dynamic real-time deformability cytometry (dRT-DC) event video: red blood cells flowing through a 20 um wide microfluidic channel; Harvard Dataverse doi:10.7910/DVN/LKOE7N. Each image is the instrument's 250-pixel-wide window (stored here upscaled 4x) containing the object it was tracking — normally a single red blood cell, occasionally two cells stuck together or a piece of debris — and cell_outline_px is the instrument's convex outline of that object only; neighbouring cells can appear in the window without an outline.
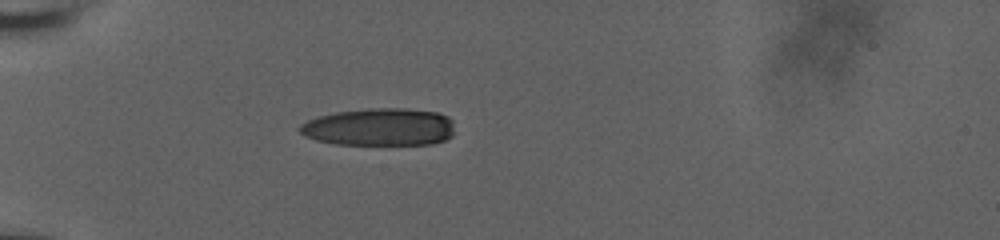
{"species": "human", "species_latin": "Homo sapiens", "temperature_condition": "room temperature", "stored_images_in_passage": 40, "camera_frame_rate_fps": 3000, "um_per_image_px": 0.085, "donor": {"sex": "male"}, "frame": {"image": 1, "passage_image": 1, "time_ms": 0.0, "image_size_px": [1000, 240], "cell_outline_px": [[452, 136], [444, 140], [432, 144], [336, 144], [316, 140], [304, 136], [300, 132], [300, 124], [316, 116], [336, 112], [372, 108], [404, 108], [436, 112], [448, 116], [452, 120]], "centroid_in_image_um": [32.24, 10.79], "position_along_channel_um": 52.8, "area_um2": 33.87}}
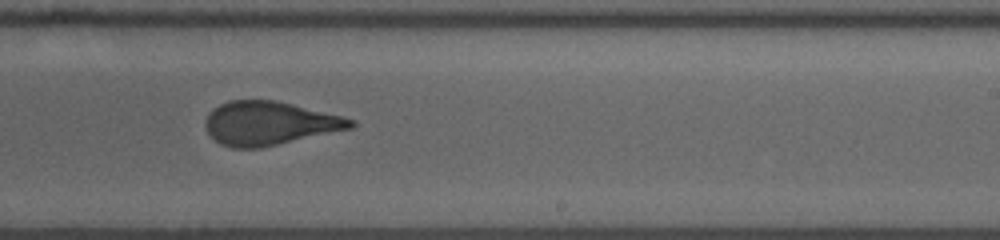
{"frame": {"image": 2, "passage_image": 20, "time_ms": 6.333, "image_size_px": [1000, 240], "cell_outline_px": [[356, 124], [352, 128], [260, 148], [232, 148], [220, 144], [208, 132], [204, 124], [204, 120], [220, 104], [228, 100], [276, 100], [356, 120]], "centroid_in_image_um": [22.89, 10.48], "position_along_channel_um": 266.1, "area_um2": 36.53}}
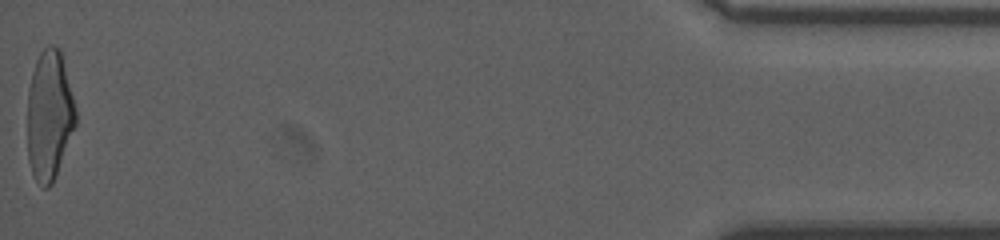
{"frame": {"image": 3, "passage_image": 40, "time_ms": 13.0, "image_size_px": [1000, 240], "cell_outline_px": [[76, 124], [52, 184], [48, 188], [40, 188], [32, 172], [28, 160], [28, 88], [32, 72], [36, 60], [40, 52], [48, 44], [52, 44], [60, 48], [76, 108]], "centroid_in_image_um": [4.19, 9.79], "position_along_channel_um": 431.0, "area_um2": 36.59}, "authors_computed_cell_mechanics": {"area_um2": 37.1943, "velocity_mm_per_s": 3.7557, "shape_relaxation_time_tau1_ms": 4.5048, "shape_relaxation_time_tau2_ms": 1.0639, "deformation_change_tau1": 0.1925, "deformation_change_tau2": 0.0853}}